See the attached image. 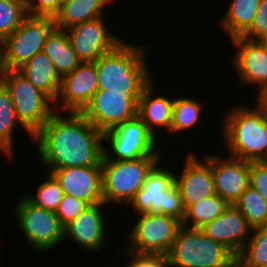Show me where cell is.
Returning <instances> with one entry per match:
<instances>
[{"instance_id":"1","label":"cell","mask_w":267,"mask_h":267,"mask_svg":"<svg viewBox=\"0 0 267 267\" xmlns=\"http://www.w3.org/2000/svg\"><path fill=\"white\" fill-rule=\"evenodd\" d=\"M33 139L47 170L102 166L103 133L81 112H68L62 117L55 111Z\"/></svg>"},{"instance_id":"2","label":"cell","mask_w":267,"mask_h":267,"mask_svg":"<svg viewBox=\"0 0 267 267\" xmlns=\"http://www.w3.org/2000/svg\"><path fill=\"white\" fill-rule=\"evenodd\" d=\"M256 100V108L241 104L223 120L229 155L245 161H267V101Z\"/></svg>"},{"instance_id":"3","label":"cell","mask_w":267,"mask_h":267,"mask_svg":"<svg viewBox=\"0 0 267 267\" xmlns=\"http://www.w3.org/2000/svg\"><path fill=\"white\" fill-rule=\"evenodd\" d=\"M145 48L123 41L95 62L98 89L108 92L143 91L153 80Z\"/></svg>"},{"instance_id":"4","label":"cell","mask_w":267,"mask_h":267,"mask_svg":"<svg viewBox=\"0 0 267 267\" xmlns=\"http://www.w3.org/2000/svg\"><path fill=\"white\" fill-rule=\"evenodd\" d=\"M169 267H235L236 256L201 229L181 226L167 254Z\"/></svg>"},{"instance_id":"5","label":"cell","mask_w":267,"mask_h":267,"mask_svg":"<svg viewBox=\"0 0 267 267\" xmlns=\"http://www.w3.org/2000/svg\"><path fill=\"white\" fill-rule=\"evenodd\" d=\"M160 158L148 156L136 160L115 161L108 160L103 155L101 164L104 203L129 205L143 187L148 174L160 164Z\"/></svg>"},{"instance_id":"6","label":"cell","mask_w":267,"mask_h":267,"mask_svg":"<svg viewBox=\"0 0 267 267\" xmlns=\"http://www.w3.org/2000/svg\"><path fill=\"white\" fill-rule=\"evenodd\" d=\"M1 83L11 95L19 125L33 139L56 111L54 102L18 70H3Z\"/></svg>"},{"instance_id":"7","label":"cell","mask_w":267,"mask_h":267,"mask_svg":"<svg viewBox=\"0 0 267 267\" xmlns=\"http://www.w3.org/2000/svg\"><path fill=\"white\" fill-rule=\"evenodd\" d=\"M138 215L144 213L164 214L179 220L185 217L175 173L158 164L148 174L143 187L136 193L129 206Z\"/></svg>"},{"instance_id":"8","label":"cell","mask_w":267,"mask_h":267,"mask_svg":"<svg viewBox=\"0 0 267 267\" xmlns=\"http://www.w3.org/2000/svg\"><path fill=\"white\" fill-rule=\"evenodd\" d=\"M53 17L27 16L21 25L0 43L3 70H18L42 52L47 37L55 29Z\"/></svg>"},{"instance_id":"9","label":"cell","mask_w":267,"mask_h":267,"mask_svg":"<svg viewBox=\"0 0 267 267\" xmlns=\"http://www.w3.org/2000/svg\"><path fill=\"white\" fill-rule=\"evenodd\" d=\"M157 138L148 130L147 125L136 116L103 133V140L110 143V150L104 144V156L108 160L115 161L160 156L161 153L156 150ZM112 155L115 157L113 158Z\"/></svg>"},{"instance_id":"10","label":"cell","mask_w":267,"mask_h":267,"mask_svg":"<svg viewBox=\"0 0 267 267\" xmlns=\"http://www.w3.org/2000/svg\"><path fill=\"white\" fill-rule=\"evenodd\" d=\"M129 234V253L167 255L182 223L164 214L144 213L138 215Z\"/></svg>"},{"instance_id":"11","label":"cell","mask_w":267,"mask_h":267,"mask_svg":"<svg viewBox=\"0 0 267 267\" xmlns=\"http://www.w3.org/2000/svg\"><path fill=\"white\" fill-rule=\"evenodd\" d=\"M15 211L17 224L32 249L47 252L64 239V226L54 211L37 207L25 197Z\"/></svg>"},{"instance_id":"12","label":"cell","mask_w":267,"mask_h":267,"mask_svg":"<svg viewBox=\"0 0 267 267\" xmlns=\"http://www.w3.org/2000/svg\"><path fill=\"white\" fill-rule=\"evenodd\" d=\"M142 91L108 92L100 90L81 112L102 133L137 116Z\"/></svg>"},{"instance_id":"13","label":"cell","mask_w":267,"mask_h":267,"mask_svg":"<svg viewBox=\"0 0 267 267\" xmlns=\"http://www.w3.org/2000/svg\"><path fill=\"white\" fill-rule=\"evenodd\" d=\"M65 31L81 62L96 61L123 41L109 31L102 16L74 25Z\"/></svg>"},{"instance_id":"14","label":"cell","mask_w":267,"mask_h":267,"mask_svg":"<svg viewBox=\"0 0 267 267\" xmlns=\"http://www.w3.org/2000/svg\"><path fill=\"white\" fill-rule=\"evenodd\" d=\"M237 51L231 63L239 74L242 85H256L259 100L267 97V49L261 41L243 37L231 39Z\"/></svg>"},{"instance_id":"15","label":"cell","mask_w":267,"mask_h":267,"mask_svg":"<svg viewBox=\"0 0 267 267\" xmlns=\"http://www.w3.org/2000/svg\"><path fill=\"white\" fill-rule=\"evenodd\" d=\"M98 90V77L94 61L81 62L70 74L61 78L55 107L69 112H82ZM62 104H59V100ZM58 103V104H57ZM58 107H57V106Z\"/></svg>"},{"instance_id":"16","label":"cell","mask_w":267,"mask_h":267,"mask_svg":"<svg viewBox=\"0 0 267 267\" xmlns=\"http://www.w3.org/2000/svg\"><path fill=\"white\" fill-rule=\"evenodd\" d=\"M197 154L190 152L185 161L181 175L175 174V184L179 187L185 211L198 201L216 194L210 166V156L200 161Z\"/></svg>"},{"instance_id":"17","label":"cell","mask_w":267,"mask_h":267,"mask_svg":"<svg viewBox=\"0 0 267 267\" xmlns=\"http://www.w3.org/2000/svg\"><path fill=\"white\" fill-rule=\"evenodd\" d=\"M59 182L63 193L87 202L104 203L102 166L66 167L48 170Z\"/></svg>"},{"instance_id":"18","label":"cell","mask_w":267,"mask_h":267,"mask_svg":"<svg viewBox=\"0 0 267 267\" xmlns=\"http://www.w3.org/2000/svg\"><path fill=\"white\" fill-rule=\"evenodd\" d=\"M225 159L210 155L215 192L229 205H234L249 186L250 161L232 156Z\"/></svg>"},{"instance_id":"19","label":"cell","mask_w":267,"mask_h":267,"mask_svg":"<svg viewBox=\"0 0 267 267\" xmlns=\"http://www.w3.org/2000/svg\"><path fill=\"white\" fill-rule=\"evenodd\" d=\"M201 230L237 257L249 239L252 228L234 205H228L220 216L207 223Z\"/></svg>"},{"instance_id":"20","label":"cell","mask_w":267,"mask_h":267,"mask_svg":"<svg viewBox=\"0 0 267 267\" xmlns=\"http://www.w3.org/2000/svg\"><path fill=\"white\" fill-rule=\"evenodd\" d=\"M105 205L97 203L87 207L64 227V239L74 241L84 249L92 251L91 253L103 249L106 246L104 242L106 218L102 213V207Z\"/></svg>"},{"instance_id":"21","label":"cell","mask_w":267,"mask_h":267,"mask_svg":"<svg viewBox=\"0 0 267 267\" xmlns=\"http://www.w3.org/2000/svg\"><path fill=\"white\" fill-rule=\"evenodd\" d=\"M152 80L142 91L138 100L137 116L147 125L148 130L156 137L159 127L170 131L172 121L173 99L166 96H154L155 87ZM154 97V98H153ZM156 127V128H155Z\"/></svg>"},{"instance_id":"22","label":"cell","mask_w":267,"mask_h":267,"mask_svg":"<svg viewBox=\"0 0 267 267\" xmlns=\"http://www.w3.org/2000/svg\"><path fill=\"white\" fill-rule=\"evenodd\" d=\"M18 71L53 102L56 101L61 78L56 72L53 62L43 51L35 54Z\"/></svg>"},{"instance_id":"23","label":"cell","mask_w":267,"mask_h":267,"mask_svg":"<svg viewBox=\"0 0 267 267\" xmlns=\"http://www.w3.org/2000/svg\"><path fill=\"white\" fill-rule=\"evenodd\" d=\"M115 0H64L54 16L55 27L66 30L74 25L103 16L107 4Z\"/></svg>"},{"instance_id":"24","label":"cell","mask_w":267,"mask_h":267,"mask_svg":"<svg viewBox=\"0 0 267 267\" xmlns=\"http://www.w3.org/2000/svg\"><path fill=\"white\" fill-rule=\"evenodd\" d=\"M42 51L51 59L60 78L70 74L81 63L65 30L55 28L47 37Z\"/></svg>"},{"instance_id":"25","label":"cell","mask_w":267,"mask_h":267,"mask_svg":"<svg viewBox=\"0 0 267 267\" xmlns=\"http://www.w3.org/2000/svg\"><path fill=\"white\" fill-rule=\"evenodd\" d=\"M260 3L261 0H232L220 21L231 39L242 37L249 30Z\"/></svg>"},{"instance_id":"26","label":"cell","mask_w":267,"mask_h":267,"mask_svg":"<svg viewBox=\"0 0 267 267\" xmlns=\"http://www.w3.org/2000/svg\"><path fill=\"white\" fill-rule=\"evenodd\" d=\"M19 123L16 116L11 95L6 87L0 83V151L10 161L14 153V127Z\"/></svg>"},{"instance_id":"27","label":"cell","mask_w":267,"mask_h":267,"mask_svg":"<svg viewBox=\"0 0 267 267\" xmlns=\"http://www.w3.org/2000/svg\"><path fill=\"white\" fill-rule=\"evenodd\" d=\"M228 203L218 195L206 197L192 204L186 211L182 226L201 229L207 223L220 216L228 207ZM191 220V222H190ZM189 222L191 225H189Z\"/></svg>"},{"instance_id":"28","label":"cell","mask_w":267,"mask_h":267,"mask_svg":"<svg viewBox=\"0 0 267 267\" xmlns=\"http://www.w3.org/2000/svg\"><path fill=\"white\" fill-rule=\"evenodd\" d=\"M251 231L252 235L236 257V266L267 265V226L256 227Z\"/></svg>"},{"instance_id":"29","label":"cell","mask_w":267,"mask_h":267,"mask_svg":"<svg viewBox=\"0 0 267 267\" xmlns=\"http://www.w3.org/2000/svg\"><path fill=\"white\" fill-rule=\"evenodd\" d=\"M202 104L190 97L174 98L172 121L169 133H179L190 130L201 123Z\"/></svg>"},{"instance_id":"30","label":"cell","mask_w":267,"mask_h":267,"mask_svg":"<svg viewBox=\"0 0 267 267\" xmlns=\"http://www.w3.org/2000/svg\"><path fill=\"white\" fill-rule=\"evenodd\" d=\"M234 206L245 216L248 225L252 229L267 226V202L250 185Z\"/></svg>"},{"instance_id":"31","label":"cell","mask_w":267,"mask_h":267,"mask_svg":"<svg viewBox=\"0 0 267 267\" xmlns=\"http://www.w3.org/2000/svg\"><path fill=\"white\" fill-rule=\"evenodd\" d=\"M28 16L26 0H0V43Z\"/></svg>"},{"instance_id":"32","label":"cell","mask_w":267,"mask_h":267,"mask_svg":"<svg viewBox=\"0 0 267 267\" xmlns=\"http://www.w3.org/2000/svg\"><path fill=\"white\" fill-rule=\"evenodd\" d=\"M47 180L38 186L35 195H24L33 205L50 211H56L63 198V190L56 178L49 173Z\"/></svg>"},{"instance_id":"33","label":"cell","mask_w":267,"mask_h":267,"mask_svg":"<svg viewBox=\"0 0 267 267\" xmlns=\"http://www.w3.org/2000/svg\"><path fill=\"white\" fill-rule=\"evenodd\" d=\"M89 206L90 205L83 200L64 194L55 213L65 227Z\"/></svg>"},{"instance_id":"34","label":"cell","mask_w":267,"mask_h":267,"mask_svg":"<svg viewBox=\"0 0 267 267\" xmlns=\"http://www.w3.org/2000/svg\"><path fill=\"white\" fill-rule=\"evenodd\" d=\"M267 36V0H261L252 25L242 36L247 40L260 41Z\"/></svg>"},{"instance_id":"35","label":"cell","mask_w":267,"mask_h":267,"mask_svg":"<svg viewBox=\"0 0 267 267\" xmlns=\"http://www.w3.org/2000/svg\"><path fill=\"white\" fill-rule=\"evenodd\" d=\"M249 185L267 202V161H250Z\"/></svg>"},{"instance_id":"36","label":"cell","mask_w":267,"mask_h":267,"mask_svg":"<svg viewBox=\"0 0 267 267\" xmlns=\"http://www.w3.org/2000/svg\"><path fill=\"white\" fill-rule=\"evenodd\" d=\"M63 0H26L29 16L53 17L59 12Z\"/></svg>"},{"instance_id":"37","label":"cell","mask_w":267,"mask_h":267,"mask_svg":"<svg viewBox=\"0 0 267 267\" xmlns=\"http://www.w3.org/2000/svg\"><path fill=\"white\" fill-rule=\"evenodd\" d=\"M125 257L129 256L130 263L126 267H168L167 255L136 254L124 252ZM127 254V255H126Z\"/></svg>"},{"instance_id":"38","label":"cell","mask_w":267,"mask_h":267,"mask_svg":"<svg viewBox=\"0 0 267 267\" xmlns=\"http://www.w3.org/2000/svg\"><path fill=\"white\" fill-rule=\"evenodd\" d=\"M262 42V44L266 47L267 49V36L264 37L262 40H260Z\"/></svg>"},{"instance_id":"39","label":"cell","mask_w":267,"mask_h":267,"mask_svg":"<svg viewBox=\"0 0 267 267\" xmlns=\"http://www.w3.org/2000/svg\"><path fill=\"white\" fill-rule=\"evenodd\" d=\"M2 71H3V69H2V65H1V61H0V83H1Z\"/></svg>"},{"instance_id":"40","label":"cell","mask_w":267,"mask_h":267,"mask_svg":"<svg viewBox=\"0 0 267 267\" xmlns=\"http://www.w3.org/2000/svg\"><path fill=\"white\" fill-rule=\"evenodd\" d=\"M235 267H267V265H264V266H235Z\"/></svg>"}]
</instances>
